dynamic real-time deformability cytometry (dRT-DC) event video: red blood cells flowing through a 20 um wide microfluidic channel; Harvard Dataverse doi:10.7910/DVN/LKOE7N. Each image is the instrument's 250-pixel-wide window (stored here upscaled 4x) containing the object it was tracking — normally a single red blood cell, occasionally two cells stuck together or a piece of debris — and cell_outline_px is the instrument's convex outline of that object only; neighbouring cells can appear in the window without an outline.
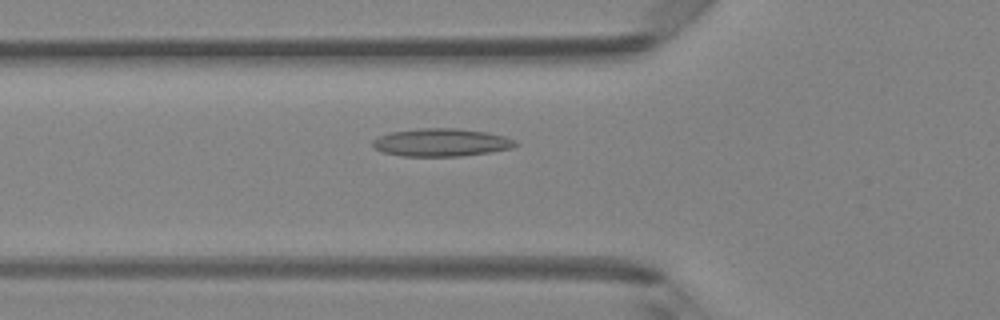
{"species": "Egyptian fruit bat (a non-hibernating species)", "species_latin": "Rousettus aegyptiacus", "temperature_condition": "room temperature", "stored_images_in_passage": 20, "camera_frame_rate_fps": 3000, "um_per_image_px": 0.085, "animal": {"sex": "female"}, "frame": {"image": 1, "passage_image": 17, "time_ms": 5.333, "image_size_px": [1000, 320], "cell_outline_px": [[520, 144], [512, 148], [492, 152], [460, 156], [400, 156], [384, 152], [376, 148], [372, 144], [372, 140], [380, 136], [392, 132], [420, 128], [452, 128], [488, 132], [504, 136], [516, 140]], "centroid_in_image_um": [37.56, 12.11], "position_along_channel_um": 88.2, "area_um2": 23.18}}
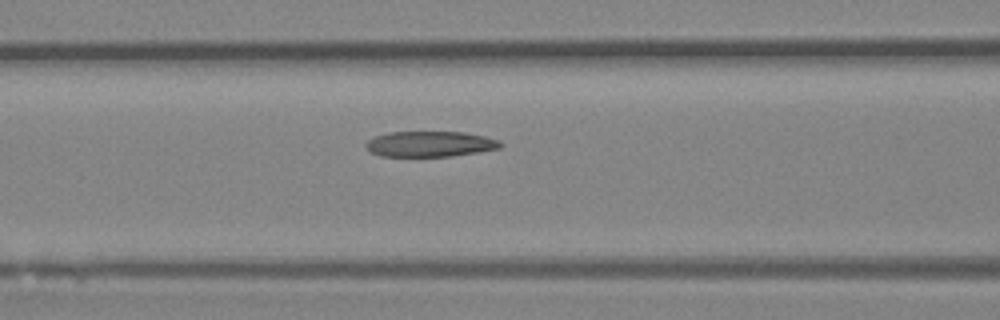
{"frame": {"image": 2, "passage_image": 20, "time_ms": 6.333, "image_size_px": [1000, 320], "cell_outline_px": [[504, 144], [500, 148], [452, 156], [380, 156], [372, 152], [364, 144], [368, 140], [376, 136], [388, 132], [464, 132], [484, 136], [500, 140]], "centroid_in_image_um": [36.58, 12.23], "position_along_channel_um": 130.0, "area_um2": 19.94}}